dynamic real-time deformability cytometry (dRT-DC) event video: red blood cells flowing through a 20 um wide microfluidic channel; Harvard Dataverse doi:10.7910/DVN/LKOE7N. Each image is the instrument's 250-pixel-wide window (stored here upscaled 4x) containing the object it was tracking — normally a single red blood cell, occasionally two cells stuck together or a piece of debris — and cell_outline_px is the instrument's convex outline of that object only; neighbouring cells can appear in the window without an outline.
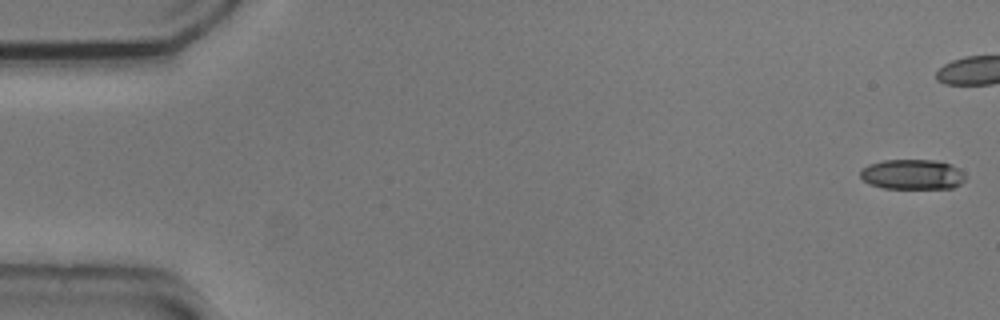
{"species": "common noctule bat (a hibernating species)", "species_latin": "Nyctalus noctula", "temperature_condition": "cold", "stored_images_in_passage": 6, "camera_frame_rate_fps": 3000, "um_per_image_px": 0.085, "animal": {"sex": "male", "body_mass_g": 20.5, "forearm_length_mm": 52.5}, "frame": {"image": 1, "passage_image": 1, "time_ms": 0.0, "image_size_px": [1000, 320], "cell_outline_px": [[964, 180], [960, 184], [952, 188], [884, 188], [872, 184], [864, 180], [860, 176], [860, 172], [868, 164], [884, 160], [936, 160], [952, 164], [964, 172]], "centroid_in_image_um": [77.58, 14.81], "position_along_channel_um": 7.4, "area_um2": 18.32}}